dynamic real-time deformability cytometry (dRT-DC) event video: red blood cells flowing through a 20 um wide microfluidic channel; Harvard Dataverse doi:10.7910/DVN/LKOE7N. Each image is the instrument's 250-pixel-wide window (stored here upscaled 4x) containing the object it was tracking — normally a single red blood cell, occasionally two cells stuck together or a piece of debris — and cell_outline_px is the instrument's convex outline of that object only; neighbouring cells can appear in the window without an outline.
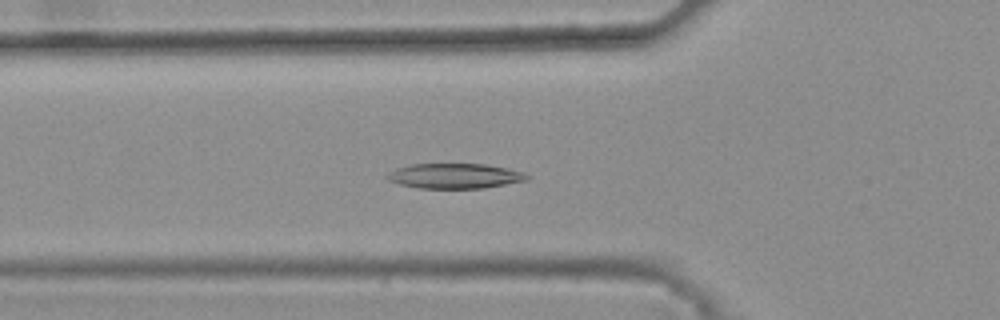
{"species": "common noctule bat (a hibernating species)", "species_latin": "Nyctalus noctula", "temperature_condition": "warm", "stored_images_in_passage": 45, "camera_frame_rate_fps": 3000, "um_per_image_px": 0.085, "animal": {"sex": "female", "body_mass_g": 25.1}, "frame": {"image": 1, "passage_image": 19, "time_ms": 6.0, "image_size_px": [1000, 320], "cell_outline_px": [[528, 180], [484, 188], [420, 188], [400, 184], [388, 180], [384, 176], [396, 168], [412, 164], [484, 164], [508, 168], [524, 172], [528, 176]], "centroid_in_image_um": [38.66, 14.95], "position_along_channel_um": 87.1, "area_um2": 20.35}}
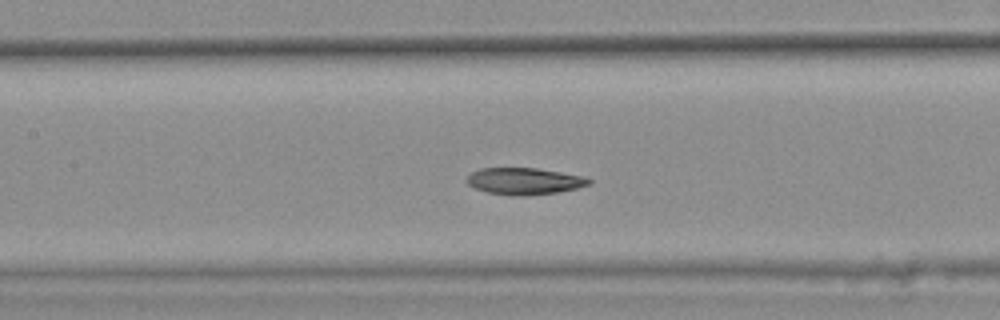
{"frame": {"image": 2, "passage_image": 25, "time_ms": 8.0, "image_size_px": [1000, 320], "cell_outline_px": [[592, 184], [576, 188], [556, 192], [524, 196], [512, 196], [488, 192], [476, 188], [468, 184], [464, 180], [472, 172], [480, 168], [536, 168], [584, 176], [592, 180]], "centroid_in_image_um": [44.57, 15.39], "position_along_channel_um": 162.8, "area_um2": 19.02}}
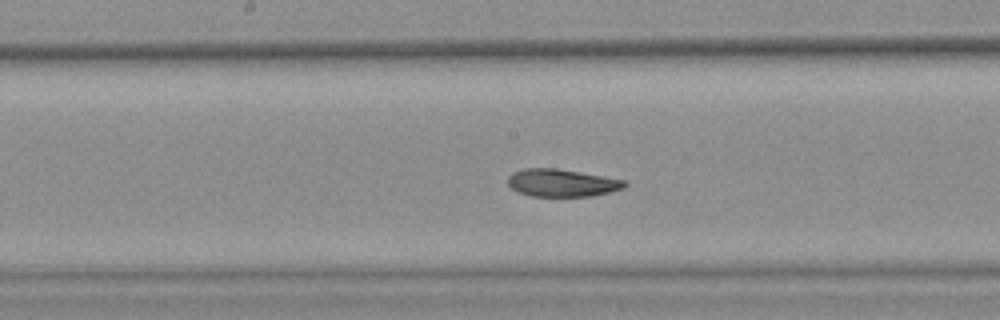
{"frame": {"image": 3, "passage_image": 28, "time_ms": 9.0, "image_size_px": [1000, 320], "cell_outline_px": [[628, 184], [624, 188], [592, 196], [532, 196], [516, 192], [508, 184], [508, 176], [512, 172], [524, 168], [556, 168], [628, 180]], "centroid_in_image_um": [47.76, 15.54], "position_along_channel_um": 200.4, "area_um2": 18.9}, "authors_computed_cell_mechanics": {"area_um2": 20.2878, "velocity_mm_per_s": 3.7708, "shape_relaxation_time_tau1_ms": 6.8913, "shape_relaxation_time_tau2_ms": 3.7387, "deformation_change_tau1": 0.1768, "deformation_change_tau2": 0.0796}}